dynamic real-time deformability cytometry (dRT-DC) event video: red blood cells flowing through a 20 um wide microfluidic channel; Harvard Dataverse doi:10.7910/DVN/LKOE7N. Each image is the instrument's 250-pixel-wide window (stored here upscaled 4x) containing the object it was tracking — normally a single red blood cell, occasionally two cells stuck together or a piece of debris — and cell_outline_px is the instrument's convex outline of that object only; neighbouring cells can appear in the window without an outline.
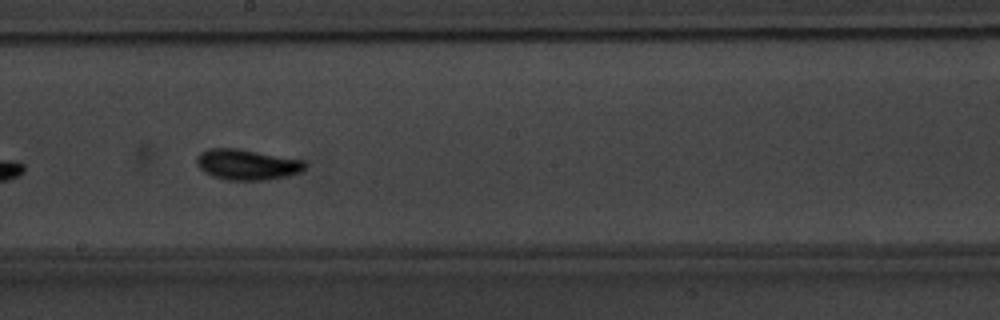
{"species": "common noctule bat (a hibernating species)", "species_latin": "Nyctalus noctula", "temperature_condition": "warm", "stored_images_in_passage": 34, "camera_frame_rate_fps": 3000, "um_per_image_px": 0.085, "animal": {"sex": "male", "body_mass_g": 20.1, "forearm_length_mm": 53.5}, "frame": {"image": 1, "passage_image": 15, "time_ms": 4.667, "image_size_px": [1000, 320], "cell_outline_px": [[308, 164], [300, 172], [288, 176], [268, 180], [228, 180], [212, 176], [204, 172], [196, 164], [196, 156], [200, 152], [208, 148], [236, 148], [304, 160]], "centroid_in_image_um": [20.98, 13.99], "position_along_channel_um": 227.2, "area_um2": 19.48}, "authors_computed_cell_mechanics": {"area_um2": 17.5712, "velocity_mm_per_s": 3.765, "shape_relaxation_time_tau1_ms": 2.7095, "shape_relaxation_time_tau2_ms": null, "deformation_change_tau1": 0.1298, "deformation_change_tau2": null}}